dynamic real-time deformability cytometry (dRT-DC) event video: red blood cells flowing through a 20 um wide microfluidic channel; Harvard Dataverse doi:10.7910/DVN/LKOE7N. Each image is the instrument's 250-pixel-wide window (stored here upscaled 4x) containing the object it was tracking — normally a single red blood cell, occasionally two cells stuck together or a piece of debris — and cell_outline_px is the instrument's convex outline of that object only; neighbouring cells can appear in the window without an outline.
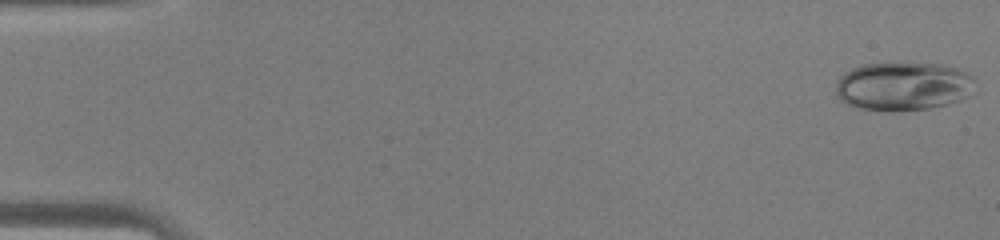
{"species": "human", "species_latin": "Homo sapiens", "temperature_condition": "warm", "stored_images_in_passage": 45, "camera_frame_rate_fps": 3000, "um_per_image_px": 0.085, "donor": {"sex": "male"}, "frame": {"image": 1, "passage_image": 1, "time_ms": 0.0, "image_size_px": [1000, 240], "cell_outline_px": [[976, 92], [960, 100], [928, 108], [892, 112], [856, 108], [840, 100], [836, 92], [836, 80], [840, 76], [852, 68], [864, 64], [900, 60], [940, 64], [956, 68], [968, 72], [972, 76]], "centroid_in_image_um": [76.77, 7.29], "position_along_channel_um": 8.2, "area_um2": 40.63}}
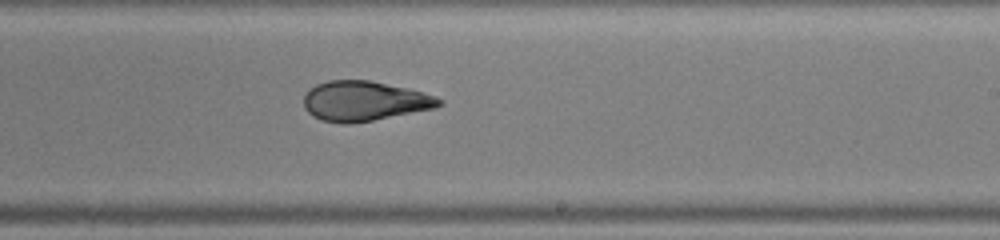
{"frame": {"image": 2, "passage_image": 28, "time_ms": 9.0, "image_size_px": [1000, 240], "cell_outline_px": [[444, 104], [436, 108], [352, 124], [344, 124], [320, 120], [312, 116], [304, 108], [304, 96], [316, 84], [328, 80], [368, 80], [408, 88], [436, 96], [444, 100]], "centroid_in_image_um": [30.99, 8.6], "position_along_channel_um": 258.0, "area_um2": 31.56}}
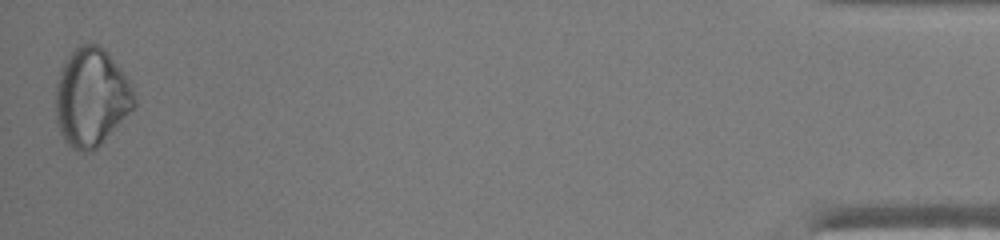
{"frame": {"image": 3, "passage_image": 45, "time_ms": 14.667, "image_size_px": [1000, 240], "cell_outline_px": [[136, 104], [104, 140], [92, 152], [76, 152], [64, 140], [60, 132], [56, 120], [56, 80], [60, 68], [64, 60], [80, 44], [96, 44], [104, 48], [124, 72], [132, 88], [136, 100]], "centroid_in_image_um": [7.74, 8.27], "position_along_channel_um": 427.5, "area_um2": 44.91}}